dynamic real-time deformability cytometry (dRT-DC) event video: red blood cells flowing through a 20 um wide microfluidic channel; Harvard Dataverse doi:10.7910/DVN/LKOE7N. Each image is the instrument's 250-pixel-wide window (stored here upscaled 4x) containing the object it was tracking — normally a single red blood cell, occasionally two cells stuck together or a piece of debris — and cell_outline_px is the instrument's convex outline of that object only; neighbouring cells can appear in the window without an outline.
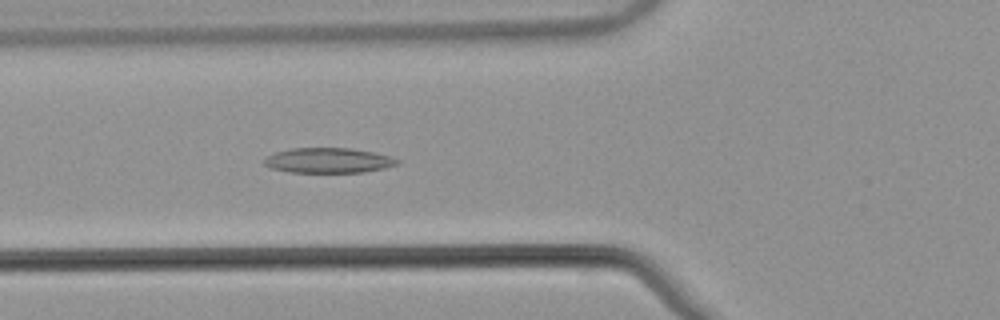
{"species": "common noctule bat (a hibernating species)", "species_latin": "Nyctalus noctula", "temperature_condition": "warm", "stored_images_in_passage": 54, "camera_frame_rate_fps": 3000, "um_per_image_px": 0.085, "animal": {"sex": "male", "body_mass_g": 21.5, "forearm_length_mm": 52.0}, "frame": {"image": 1, "passage_image": 21, "time_ms": 6.667, "image_size_px": [1000, 320], "cell_outline_px": [[400, 164], [384, 168], [364, 172], [288, 172], [268, 168], [264, 164], [264, 160], [268, 156], [276, 152], [292, 148], [348, 148], [372, 152], [392, 156], [400, 160]], "centroid_in_image_um": [27.92, 13.64], "position_along_channel_um": 97.9, "area_um2": 19.48}}
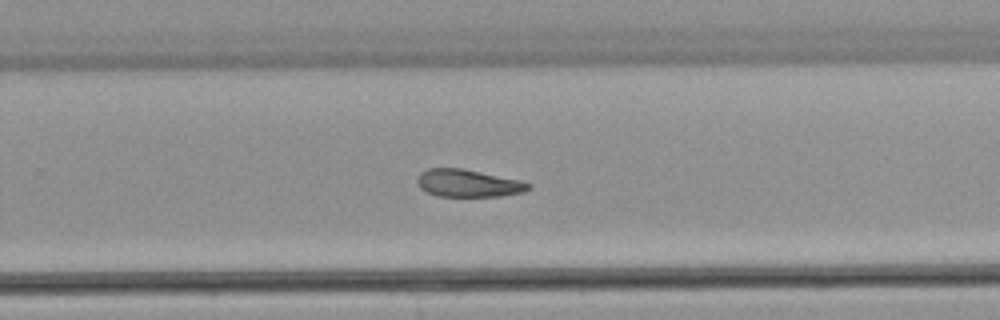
{"frame": {"image": 2, "passage_image": 36, "time_ms": 11.667, "image_size_px": [1000, 320], "cell_outline_px": [[532, 188], [524, 192], [500, 196], [436, 196], [420, 188], [416, 180], [420, 172], [428, 168], [464, 168], [520, 180], [532, 184]], "centroid_in_image_um": [39.81, 15.57], "position_along_channel_um": 290.0, "area_um2": 17.98}}
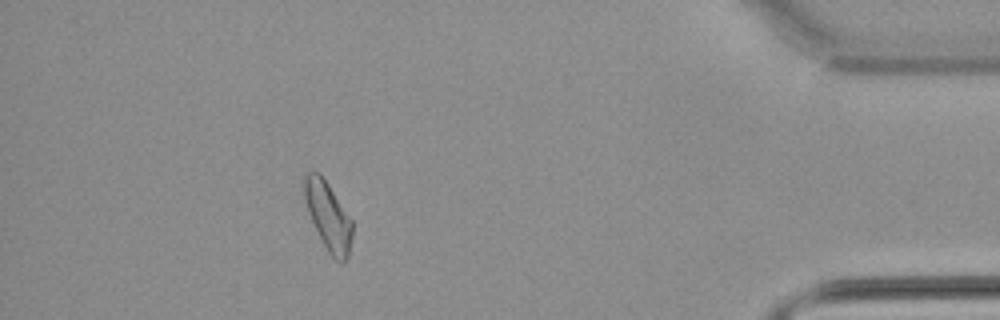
{"frame": {"image": 3, "passage_image": 49, "time_ms": 16.0, "image_size_px": [1000, 320], "cell_outline_px": [[352, 236], [348, 256], [344, 264], [340, 264], [328, 252], [308, 212], [304, 200], [300, 180], [304, 172], [320, 172], [352, 220]], "centroid_in_image_um": [27.85, 18.31], "position_along_channel_um": 407.4, "area_um2": 19.31}, "authors_computed_cell_mechanics": {"area_um2": 19.4497, "velocity_mm_per_s": 3.8422, "shape_relaxation_time_tau1_ms": null, "shape_relaxation_time_tau2_ms": 6.2508, "deformation_change_tau1": null, "deformation_change_tau2": 0.138}}